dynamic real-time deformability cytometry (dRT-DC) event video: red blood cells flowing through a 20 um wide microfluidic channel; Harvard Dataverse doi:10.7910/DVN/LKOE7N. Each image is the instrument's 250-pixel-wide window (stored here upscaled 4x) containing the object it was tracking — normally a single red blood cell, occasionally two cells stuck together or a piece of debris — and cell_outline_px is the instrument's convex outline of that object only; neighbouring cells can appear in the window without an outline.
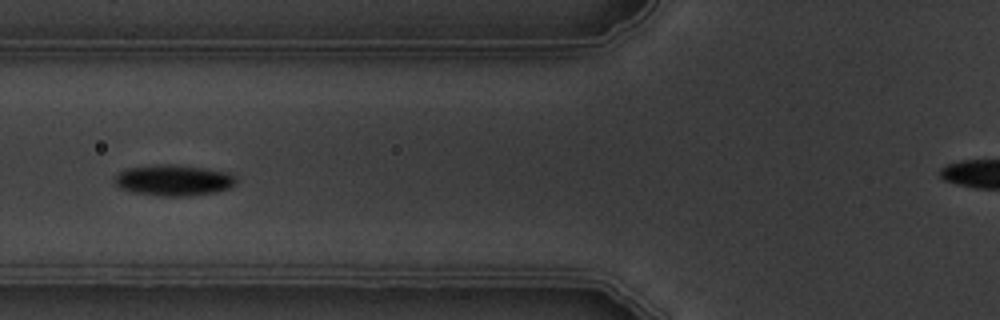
{"species": "common noctule bat (a hibernating species)", "species_latin": "Nyctalus noctula", "temperature_condition": "warm", "stored_images_in_passage": 7, "camera_frame_rate_fps": 3000, "um_per_image_px": 0.085, "animal": {"sex": "male", "body_mass_g": 19.5, "forearm_length_mm": 54.6}, "frame": {"image": 1, "passage_image": 7, "time_ms": 7.0, "image_size_px": [1000, 320], "cell_outline_px": [[236, 184], [228, 188], [216, 192], [188, 196], [160, 196], [132, 192], [120, 188], [116, 184], [116, 176], [120, 172], [128, 168], [156, 164], [180, 164], [228, 172], [236, 176]], "centroid_in_image_um": [14.79, 15.31], "position_along_channel_um": 111.0, "area_um2": 22.02}}